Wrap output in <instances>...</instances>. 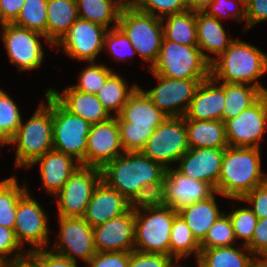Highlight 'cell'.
I'll list each match as a JSON object with an SVG mask.
<instances>
[{
  "label": "cell",
  "mask_w": 267,
  "mask_h": 267,
  "mask_svg": "<svg viewBox=\"0 0 267 267\" xmlns=\"http://www.w3.org/2000/svg\"><path fill=\"white\" fill-rule=\"evenodd\" d=\"M260 148H225L221 165L217 194L229 199H241L256 186L267 181L261 171Z\"/></svg>",
  "instance_id": "1"
},
{
  "label": "cell",
  "mask_w": 267,
  "mask_h": 267,
  "mask_svg": "<svg viewBox=\"0 0 267 267\" xmlns=\"http://www.w3.org/2000/svg\"><path fill=\"white\" fill-rule=\"evenodd\" d=\"M266 72L267 54L239 39H235L210 64V76L216 82L223 80V83L249 84L263 93H267V89L256 80Z\"/></svg>",
  "instance_id": "2"
},
{
  "label": "cell",
  "mask_w": 267,
  "mask_h": 267,
  "mask_svg": "<svg viewBox=\"0 0 267 267\" xmlns=\"http://www.w3.org/2000/svg\"><path fill=\"white\" fill-rule=\"evenodd\" d=\"M167 117L141 87H137L116 116L124 152L141 151L157 126Z\"/></svg>",
  "instance_id": "3"
},
{
  "label": "cell",
  "mask_w": 267,
  "mask_h": 267,
  "mask_svg": "<svg viewBox=\"0 0 267 267\" xmlns=\"http://www.w3.org/2000/svg\"><path fill=\"white\" fill-rule=\"evenodd\" d=\"M166 169L140 151L124 152L101 168L102 181L127 200L147 184L160 180Z\"/></svg>",
  "instance_id": "4"
},
{
  "label": "cell",
  "mask_w": 267,
  "mask_h": 267,
  "mask_svg": "<svg viewBox=\"0 0 267 267\" xmlns=\"http://www.w3.org/2000/svg\"><path fill=\"white\" fill-rule=\"evenodd\" d=\"M47 104L39 105L33 116L21 122L9 145L18 144L15 165L28 167L36 158L53 150L52 94H45Z\"/></svg>",
  "instance_id": "5"
},
{
  "label": "cell",
  "mask_w": 267,
  "mask_h": 267,
  "mask_svg": "<svg viewBox=\"0 0 267 267\" xmlns=\"http://www.w3.org/2000/svg\"><path fill=\"white\" fill-rule=\"evenodd\" d=\"M210 64L198 46L180 45L163 38L158 58L149 70L174 79L206 80L210 77Z\"/></svg>",
  "instance_id": "6"
},
{
  "label": "cell",
  "mask_w": 267,
  "mask_h": 267,
  "mask_svg": "<svg viewBox=\"0 0 267 267\" xmlns=\"http://www.w3.org/2000/svg\"><path fill=\"white\" fill-rule=\"evenodd\" d=\"M118 27L128 37L136 54L156 62L163 41L162 19L135 9L128 2L122 7Z\"/></svg>",
  "instance_id": "7"
},
{
  "label": "cell",
  "mask_w": 267,
  "mask_h": 267,
  "mask_svg": "<svg viewBox=\"0 0 267 267\" xmlns=\"http://www.w3.org/2000/svg\"><path fill=\"white\" fill-rule=\"evenodd\" d=\"M142 210L146 213H141ZM177 214L169 206L135 211L134 250L169 255L170 231Z\"/></svg>",
  "instance_id": "8"
},
{
  "label": "cell",
  "mask_w": 267,
  "mask_h": 267,
  "mask_svg": "<svg viewBox=\"0 0 267 267\" xmlns=\"http://www.w3.org/2000/svg\"><path fill=\"white\" fill-rule=\"evenodd\" d=\"M53 149L72 156L85 166L87 137L91 124L69 112L52 95Z\"/></svg>",
  "instance_id": "9"
},
{
  "label": "cell",
  "mask_w": 267,
  "mask_h": 267,
  "mask_svg": "<svg viewBox=\"0 0 267 267\" xmlns=\"http://www.w3.org/2000/svg\"><path fill=\"white\" fill-rule=\"evenodd\" d=\"M188 137L183 117H167L149 137L141 153L165 169L177 162L188 150Z\"/></svg>",
  "instance_id": "10"
},
{
  "label": "cell",
  "mask_w": 267,
  "mask_h": 267,
  "mask_svg": "<svg viewBox=\"0 0 267 267\" xmlns=\"http://www.w3.org/2000/svg\"><path fill=\"white\" fill-rule=\"evenodd\" d=\"M101 180L100 168L80 165L55 195L59 216L83 217L93 191Z\"/></svg>",
  "instance_id": "11"
},
{
  "label": "cell",
  "mask_w": 267,
  "mask_h": 267,
  "mask_svg": "<svg viewBox=\"0 0 267 267\" xmlns=\"http://www.w3.org/2000/svg\"><path fill=\"white\" fill-rule=\"evenodd\" d=\"M224 123L229 146L260 148L259 142L267 127V93L238 116Z\"/></svg>",
  "instance_id": "12"
},
{
  "label": "cell",
  "mask_w": 267,
  "mask_h": 267,
  "mask_svg": "<svg viewBox=\"0 0 267 267\" xmlns=\"http://www.w3.org/2000/svg\"><path fill=\"white\" fill-rule=\"evenodd\" d=\"M28 191L17 202L14 231L22 247L24 242H28L32 246L27 251L31 252L45 249L48 246L49 228L47 214Z\"/></svg>",
  "instance_id": "13"
},
{
  "label": "cell",
  "mask_w": 267,
  "mask_h": 267,
  "mask_svg": "<svg viewBox=\"0 0 267 267\" xmlns=\"http://www.w3.org/2000/svg\"><path fill=\"white\" fill-rule=\"evenodd\" d=\"M159 85L143 92L168 117H183L188 111L195 91L203 80L174 79L153 74Z\"/></svg>",
  "instance_id": "14"
},
{
  "label": "cell",
  "mask_w": 267,
  "mask_h": 267,
  "mask_svg": "<svg viewBox=\"0 0 267 267\" xmlns=\"http://www.w3.org/2000/svg\"><path fill=\"white\" fill-rule=\"evenodd\" d=\"M2 29V41L10 61L22 71L39 68L44 52L38 37H44L46 42L50 43L46 36L13 23H6Z\"/></svg>",
  "instance_id": "15"
},
{
  "label": "cell",
  "mask_w": 267,
  "mask_h": 267,
  "mask_svg": "<svg viewBox=\"0 0 267 267\" xmlns=\"http://www.w3.org/2000/svg\"><path fill=\"white\" fill-rule=\"evenodd\" d=\"M59 243L51 250L76 262L80 257L86 263L96 254L93 227L83 217L59 216Z\"/></svg>",
  "instance_id": "16"
},
{
  "label": "cell",
  "mask_w": 267,
  "mask_h": 267,
  "mask_svg": "<svg viewBox=\"0 0 267 267\" xmlns=\"http://www.w3.org/2000/svg\"><path fill=\"white\" fill-rule=\"evenodd\" d=\"M105 27L78 18L69 31L59 40L56 47H63V51L70 57L94 62L104 47L106 35Z\"/></svg>",
  "instance_id": "17"
},
{
  "label": "cell",
  "mask_w": 267,
  "mask_h": 267,
  "mask_svg": "<svg viewBox=\"0 0 267 267\" xmlns=\"http://www.w3.org/2000/svg\"><path fill=\"white\" fill-rule=\"evenodd\" d=\"M124 153L116 116L92 124L85 154V166L102 168L107 162Z\"/></svg>",
  "instance_id": "18"
},
{
  "label": "cell",
  "mask_w": 267,
  "mask_h": 267,
  "mask_svg": "<svg viewBox=\"0 0 267 267\" xmlns=\"http://www.w3.org/2000/svg\"><path fill=\"white\" fill-rule=\"evenodd\" d=\"M96 252H131L135 242V211L93 228Z\"/></svg>",
  "instance_id": "19"
},
{
  "label": "cell",
  "mask_w": 267,
  "mask_h": 267,
  "mask_svg": "<svg viewBox=\"0 0 267 267\" xmlns=\"http://www.w3.org/2000/svg\"><path fill=\"white\" fill-rule=\"evenodd\" d=\"M225 148H190L177 170L186 177L208 183L214 190L219 181Z\"/></svg>",
  "instance_id": "20"
},
{
  "label": "cell",
  "mask_w": 267,
  "mask_h": 267,
  "mask_svg": "<svg viewBox=\"0 0 267 267\" xmlns=\"http://www.w3.org/2000/svg\"><path fill=\"white\" fill-rule=\"evenodd\" d=\"M174 167L165 171L166 206L175 211L209 198L215 190L203 181L186 177Z\"/></svg>",
  "instance_id": "21"
},
{
  "label": "cell",
  "mask_w": 267,
  "mask_h": 267,
  "mask_svg": "<svg viewBox=\"0 0 267 267\" xmlns=\"http://www.w3.org/2000/svg\"><path fill=\"white\" fill-rule=\"evenodd\" d=\"M129 209L128 200L101 180L93 191L83 218L94 228L126 213Z\"/></svg>",
  "instance_id": "22"
},
{
  "label": "cell",
  "mask_w": 267,
  "mask_h": 267,
  "mask_svg": "<svg viewBox=\"0 0 267 267\" xmlns=\"http://www.w3.org/2000/svg\"><path fill=\"white\" fill-rule=\"evenodd\" d=\"M226 96L224 83L217 86L210 76L197 87L185 116L193 120H220L222 121Z\"/></svg>",
  "instance_id": "23"
},
{
  "label": "cell",
  "mask_w": 267,
  "mask_h": 267,
  "mask_svg": "<svg viewBox=\"0 0 267 267\" xmlns=\"http://www.w3.org/2000/svg\"><path fill=\"white\" fill-rule=\"evenodd\" d=\"M39 162L41 181L52 195H56L62 189L68 178L80 166L72 156L54 149L36 158L28 167Z\"/></svg>",
  "instance_id": "24"
},
{
  "label": "cell",
  "mask_w": 267,
  "mask_h": 267,
  "mask_svg": "<svg viewBox=\"0 0 267 267\" xmlns=\"http://www.w3.org/2000/svg\"><path fill=\"white\" fill-rule=\"evenodd\" d=\"M48 91L71 113L83 118L91 125L103 122L112 117L97 95L75 90L72 86L62 94L50 88Z\"/></svg>",
  "instance_id": "25"
},
{
  "label": "cell",
  "mask_w": 267,
  "mask_h": 267,
  "mask_svg": "<svg viewBox=\"0 0 267 267\" xmlns=\"http://www.w3.org/2000/svg\"><path fill=\"white\" fill-rule=\"evenodd\" d=\"M196 30L198 47L210 63L213 61V58L205 54L204 50L219 56L235 40L233 38H227V34L220 20L207 15L203 11H196Z\"/></svg>",
  "instance_id": "26"
},
{
  "label": "cell",
  "mask_w": 267,
  "mask_h": 267,
  "mask_svg": "<svg viewBox=\"0 0 267 267\" xmlns=\"http://www.w3.org/2000/svg\"><path fill=\"white\" fill-rule=\"evenodd\" d=\"M189 148H227L225 123L220 120H193L184 116Z\"/></svg>",
  "instance_id": "27"
},
{
  "label": "cell",
  "mask_w": 267,
  "mask_h": 267,
  "mask_svg": "<svg viewBox=\"0 0 267 267\" xmlns=\"http://www.w3.org/2000/svg\"><path fill=\"white\" fill-rule=\"evenodd\" d=\"M215 193L217 194L215 191L209 198L195 202L178 211V214L186 221L199 244L204 241L209 229L223 214L216 204Z\"/></svg>",
  "instance_id": "28"
},
{
  "label": "cell",
  "mask_w": 267,
  "mask_h": 267,
  "mask_svg": "<svg viewBox=\"0 0 267 267\" xmlns=\"http://www.w3.org/2000/svg\"><path fill=\"white\" fill-rule=\"evenodd\" d=\"M76 0H48L46 39L56 45L78 19Z\"/></svg>",
  "instance_id": "29"
},
{
  "label": "cell",
  "mask_w": 267,
  "mask_h": 267,
  "mask_svg": "<svg viewBox=\"0 0 267 267\" xmlns=\"http://www.w3.org/2000/svg\"><path fill=\"white\" fill-rule=\"evenodd\" d=\"M116 1V2H115ZM127 0H76L78 17L108 29L110 22L118 27L122 7Z\"/></svg>",
  "instance_id": "30"
},
{
  "label": "cell",
  "mask_w": 267,
  "mask_h": 267,
  "mask_svg": "<svg viewBox=\"0 0 267 267\" xmlns=\"http://www.w3.org/2000/svg\"><path fill=\"white\" fill-rule=\"evenodd\" d=\"M162 19L163 36L165 40L180 45L198 46L196 30V11L187 10L178 14L168 15Z\"/></svg>",
  "instance_id": "31"
},
{
  "label": "cell",
  "mask_w": 267,
  "mask_h": 267,
  "mask_svg": "<svg viewBox=\"0 0 267 267\" xmlns=\"http://www.w3.org/2000/svg\"><path fill=\"white\" fill-rule=\"evenodd\" d=\"M243 247L245 251L233 246L201 248L196 261L200 267H249L255 257L245 254L251 252L245 245Z\"/></svg>",
  "instance_id": "32"
},
{
  "label": "cell",
  "mask_w": 267,
  "mask_h": 267,
  "mask_svg": "<svg viewBox=\"0 0 267 267\" xmlns=\"http://www.w3.org/2000/svg\"><path fill=\"white\" fill-rule=\"evenodd\" d=\"M226 96L222 121L235 118L242 111L254 104L264 93L249 84L224 83Z\"/></svg>",
  "instance_id": "33"
},
{
  "label": "cell",
  "mask_w": 267,
  "mask_h": 267,
  "mask_svg": "<svg viewBox=\"0 0 267 267\" xmlns=\"http://www.w3.org/2000/svg\"><path fill=\"white\" fill-rule=\"evenodd\" d=\"M200 251V244L194 238L191 229L183 217L177 214L170 231L169 255L179 261L182 257L194 253L198 259Z\"/></svg>",
  "instance_id": "34"
},
{
  "label": "cell",
  "mask_w": 267,
  "mask_h": 267,
  "mask_svg": "<svg viewBox=\"0 0 267 267\" xmlns=\"http://www.w3.org/2000/svg\"><path fill=\"white\" fill-rule=\"evenodd\" d=\"M137 87L138 86L134 84L132 88L129 89L122 77L116 73H112L107 78L104 86L97 93V98L109 113L116 110L115 115L117 116L127 103L129 96Z\"/></svg>",
  "instance_id": "35"
},
{
  "label": "cell",
  "mask_w": 267,
  "mask_h": 267,
  "mask_svg": "<svg viewBox=\"0 0 267 267\" xmlns=\"http://www.w3.org/2000/svg\"><path fill=\"white\" fill-rule=\"evenodd\" d=\"M16 177L0 182V226L14 229L17 202L27 191L26 184L20 187Z\"/></svg>",
  "instance_id": "36"
},
{
  "label": "cell",
  "mask_w": 267,
  "mask_h": 267,
  "mask_svg": "<svg viewBox=\"0 0 267 267\" xmlns=\"http://www.w3.org/2000/svg\"><path fill=\"white\" fill-rule=\"evenodd\" d=\"M47 1L48 0H25L13 24L46 36Z\"/></svg>",
  "instance_id": "37"
},
{
  "label": "cell",
  "mask_w": 267,
  "mask_h": 267,
  "mask_svg": "<svg viewBox=\"0 0 267 267\" xmlns=\"http://www.w3.org/2000/svg\"><path fill=\"white\" fill-rule=\"evenodd\" d=\"M128 205L133 211L166 206L165 175L160 180L138 189L128 200Z\"/></svg>",
  "instance_id": "38"
},
{
  "label": "cell",
  "mask_w": 267,
  "mask_h": 267,
  "mask_svg": "<svg viewBox=\"0 0 267 267\" xmlns=\"http://www.w3.org/2000/svg\"><path fill=\"white\" fill-rule=\"evenodd\" d=\"M127 2L135 9L160 19L188 10L187 0H127Z\"/></svg>",
  "instance_id": "39"
},
{
  "label": "cell",
  "mask_w": 267,
  "mask_h": 267,
  "mask_svg": "<svg viewBox=\"0 0 267 267\" xmlns=\"http://www.w3.org/2000/svg\"><path fill=\"white\" fill-rule=\"evenodd\" d=\"M113 71L105 65L91 62L80 74L79 83L72 86L75 90L97 95Z\"/></svg>",
  "instance_id": "40"
},
{
  "label": "cell",
  "mask_w": 267,
  "mask_h": 267,
  "mask_svg": "<svg viewBox=\"0 0 267 267\" xmlns=\"http://www.w3.org/2000/svg\"><path fill=\"white\" fill-rule=\"evenodd\" d=\"M22 115L16 103L0 89V133L9 141L16 133Z\"/></svg>",
  "instance_id": "41"
},
{
  "label": "cell",
  "mask_w": 267,
  "mask_h": 267,
  "mask_svg": "<svg viewBox=\"0 0 267 267\" xmlns=\"http://www.w3.org/2000/svg\"><path fill=\"white\" fill-rule=\"evenodd\" d=\"M235 234L228 215L223 213L209 229L200 248L229 247L235 242Z\"/></svg>",
  "instance_id": "42"
},
{
  "label": "cell",
  "mask_w": 267,
  "mask_h": 267,
  "mask_svg": "<svg viewBox=\"0 0 267 267\" xmlns=\"http://www.w3.org/2000/svg\"><path fill=\"white\" fill-rule=\"evenodd\" d=\"M232 223L236 239L245 240L243 245H247L253 236L258 218L250 208H239L228 215Z\"/></svg>",
  "instance_id": "43"
},
{
  "label": "cell",
  "mask_w": 267,
  "mask_h": 267,
  "mask_svg": "<svg viewBox=\"0 0 267 267\" xmlns=\"http://www.w3.org/2000/svg\"><path fill=\"white\" fill-rule=\"evenodd\" d=\"M112 28L113 29L107 31L105 35L104 46H107L109 48L110 54H112L115 59H117V62H119L120 60L125 61L126 57L130 55L132 56V54H135L136 51L131 45L128 37L119 27L114 26Z\"/></svg>",
  "instance_id": "44"
},
{
  "label": "cell",
  "mask_w": 267,
  "mask_h": 267,
  "mask_svg": "<svg viewBox=\"0 0 267 267\" xmlns=\"http://www.w3.org/2000/svg\"><path fill=\"white\" fill-rule=\"evenodd\" d=\"M233 3L237 4L233 12L230 13L228 10L231 9L230 4L233 5ZM203 12L211 17L217 18L218 20H221L222 17L224 18L232 16V18L242 22V20L244 21L246 19L245 0H215L208 7H206Z\"/></svg>",
  "instance_id": "45"
},
{
  "label": "cell",
  "mask_w": 267,
  "mask_h": 267,
  "mask_svg": "<svg viewBox=\"0 0 267 267\" xmlns=\"http://www.w3.org/2000/svg\"><path fill=\"white\" fill-rule=\"evenodd\" d=\"M21 248L22 246L16 238L14 229L0 226V266L27 256L28 252L23 254L22 251H20ZM15 251H18L17 254H15L16 256L8 258L11 256L10 254Z\"/></svg>",
  "instance_id": "46"
},
{
  "label": "cell",
  "mask_w": 267,
  "mask_h": 267,
  "mask_svg": "<svg viewBox=\"0 0 267 267\" xmlns=\"http://www.w3.org/2000/svg\"><path fill=\"white\" fill-rule=\"evenodd\" d=\"M173 257L164 254L130 252L129 267H173Z\"/></svg>",
  "instance_id": "47"
},
{
  "label": "cell",
  "mask_w": 267,
  "mask_h": 267,
  "mask_svg": "<svg viewBox=\"0 0 267 267\" xmlns=\"http://www.w3.org/2000/svg\"><path fill=\"white\" fill-rule=\"evenodd\" d=\"M47 249H37L28 252V256L38 267H78L76 262L53 251H47Z\"/></svg>",
  "instance_id": "48"
},
{
  "label": "cell",
  "mask_w": 267,
  "mask_h": 267,
  "mask_svg": "<svg viewBox=\"0 0 267 267\" xmlns=\"http://www.w3.org/2000/svg\"><path fill=\"white\" fill-rule=\"evenodd\" d=\"M253 205L250 208L258 219L267 218V181L256 186L253 190L245 194L241 199Z\"/></svg>",
  "instance_id": "49"
},
{
  "label": "cell",
  "mask_w": 267,
  "mask_h": 267,
  "mask_svg": "<svg viewBox=\"0 0 267 267\" xmlns=\"http://www.w3.org/2000/svg\"><path fill=\"white\" fill-rule=\"evenodd\" d=\"M130 252H96L89 267H129Z\"/></svg>",
  "instance_id": "50"
},
{
  "label": "cell",
  "mask_w": 267,
  "mask_h": 267,
  "mask_svg": "<svg viewBox=\"0 0 267 267\" xmlns=\"http://www.w3.org/2000/svg\"><path fill=\"white\" fill-rule=\"evenodd\" d=\"M246 25L243 31L267 19V0H245Z\"/></svg>",
  "instance_id": "51"
},
{
  "label": "cell",
  "mask_w": 267,
  "mask_h": 267,
  "mask_svg": "<svg viewBox=\"0 0 267 267\" xmlns=\"http://www.w3.org/2000/svg\"><path fill=\"white\" fill-rule=\"evenodd\" d=\"M246 247L254 256L267 249V218L258 219L252 239Z\"/></svg>",
  "instance_id": "52"
},
{
  "label": "cell",
  "mask_w": 267,
  "mask_h": 267,
  "mask_svg": "<svg viewBox=\"0 0 267 267\" xmlns=\"http://www.w3.org/2000/svg\"><path fill=\"white\" fill-rule=\"evenodd\" d=\"M25 0H0V16L2 21L13 23L23 7Z\"/></svg>",
  "instance_id": "53"
},
{
  "label": "cell",
  "mask_w": 267,
  "mask_h": 267,
  "mask_svg": "<svg viewBox=\"0 0 267 267\" xmlns=\"http://www.w3.org/2000/svg\"><path fill=\"white\" fill-rule=\"evenodd\" d=\"M2 267H38L37 264L27 255L21 259L5 263Z\"/></svg>",
  "instance_id": "54"
},
{
  "label": "cell",
  "mask_w": 267,
  "mask_h": 267,
  "mask_svg": "<svg viewBox=\"0 0 267 267\" xmlns=\"http://www.w3.org/2000/svg\"><path fill=\"white\" fill-rule=\"evenodd\" d=\"M215 0H187L188 10L204 11Z\"/></svg>",
  "instance_id": "55"
},
{
  "label": "cell",
  "mask_w": 267,
  "mask_h": 267,
  "mask_svg": "<svg viewBox=\"0 0 267 267\" xmlns=\"http://www.w3.org/2000/svg\"><path fill=\"white\" fill-rule=\"evenodd\" d=\"M256 258L254 260L261 266V267H267V249L264 251H261L257 254H255ZM258 256V257H257ZM260 257V258H259ZM261 257H263L261 259Z\"/></svg>",
  "instance_id": "56"
},
{
  "label": "cell",
  "mask_w": 267,
  "mask_h": 267,
  "mask_svg": "<svg viewBox=\"0 0 267 267\" xmlns=\"http://www.w3.org/2000/svg\"><path fill=\"white\" fill-rule=\"evenodd\" d=\"M9 145V141L0 133V147Z\"/></svg>",
  "instance_id": "57"
},
{
  "label": "cell",
  "mask_w": 267,
  "mask_h": 267,
  "mask_svg": "<svg viewBox=\"0 0 267 267\" xmlns=\"http://www.w3.org/2000/svg\"><path fill=\"white\" fill-rule=\"evenodd\" d=\"M249 267H261L255 260L250 264Z\"/></svg>",
  "instance_id": "58"
},
{
  "label": "cell",
  "mask_w": 267,
  "mask_h": 267,
  "mask_svg": "<svg viewBox=\"0 0 267 267\" xmlns=\"http://www.w3.org/2000/svg\"><path fill=\"white\" fill-rule=\"evenodd\" d=\"M0 24H1L2 27L5 25V23L2 21L1 16H0Z\"/></svg>",
  "instance_id": "59"
},
{
  "label": "cell",
  "mask_w": 267,
  "mask_h": 267,
  "mask_svg": "<svg viewBox=\"0 0 267 267\" xmlns=\"http://www.w3.org/2000/svg\"><path fill=\"white\" fill-rule=\"evenodd\" d=\"M173 267H182V266H180V265H173ZM198 267H200V265L198 264Z\"/></svg>",
  "instance_id": "60"
}]
</instances>
